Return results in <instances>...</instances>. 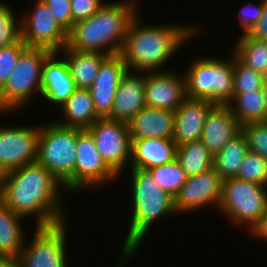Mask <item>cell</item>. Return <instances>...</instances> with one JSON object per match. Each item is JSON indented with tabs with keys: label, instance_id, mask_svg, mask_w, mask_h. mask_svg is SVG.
<instances>
[{
	"label": "cell",
	"instance_id": "6da1fadb",
	"mask_svg": "<svg viewBox=\"0 0 267 267\" xmlns=\"http://www.w3.org/2000/svg\"><path fill=\"white\" fill-rule=\"evenodd\" d=\"M61 188L62 184L37 161L0 176V200L24 218L36 215L35 226L66 221L60 207Z\"/></svg>",
	"mask_w": 267,
	"mask_h": 267
},
{
	"label": "cell",
	"instance_id": "7a4b0ae2",
	"mask_svg": "<svg viewBox=\"0 0 267 267\" xmlns=\"http://www.w3.org/2000/svg\"><path fill=\"white\" fill-rule=\"evenodd\" d=\"M139 15L129 23L120 55L128 71L156 72L185 44L197 35L198 26L147 25L142 26Z\"/></svg>",
	"mask_w": 267,
	"mask_h": 267
},
{
	"label": "cell",
	"instance_id": "3957f363",
	"mask_svg": "<svg viewBox=\"0 0 267 267\" xmlns=\"http://www.w3.org/2000/svg\"><path fill=\"white\" fill-rule=\"evenodd\" d=\"M136 5L132 0L104 4L91 17L74 23L67 47L79 52L120 53L129 23L137 13Z\"/></svg>",
	"mask_w": 267,
	"mask_h": 267
},
{
	"label": "cell",
	"instance_id": "277c9868",
	"mask_svg": "<svg viewBox=\"0 0 267 267\" xmlns=\"http://www.w3.org/2000/svg\"><path fill=\"white\" fill-rule=\"evenodd\" d=\"M132 214L124 245L122 246L120 263L131 259L149 231L150 227L163 215L175 213L174 197L161 189L148 170L132 168Z\"/></svg>",
	"mask_w": 267,
	"mask_h": 267
},
{
	"label": "cell",
	"instance_id": "5b68a950",
	"mask_svg": "<svg viewBox=\"0 0 267 267\" xmlns=\"http://www.w3.org/2000/svg\"><path fill=\"white\" fill-rule=\"evenodd\" d=\"M77 140L78 128L63 127L55 121L40 127L36 161L70 192H75Z\"/></svg>",
	"mask_w": 267,
	"mask_h": 267
},
{
	"label": "cell",
	"instance_id": "8992f818",
	"mask_svg": "<svg viewBox=\"0 0 267 267\" xmlns=\"http://www.w3.org/2000/svg\"><path fill=\"white\" fill-rule=\"evenodd\" d=\"M230 59L199 57L191 62L184 74L187 97L228 105L234 91L233 53Z\"/></svg>",
	"mask_w": 267,
	"mask_h": 267
},
{
	"label": "cell",
	"instance_id": "52a82bcc",
	"mask_svg": "<svg viewBox=\"0 0 267 267\" xmlns=\"http://www.w3.org/2000/svg\"><path fill=\"white\" fill-rule=\"evenodd\" d=\"M267 209V186L243 181L236 177L222 182L218 210L233 224H245L250 233L261 222Z\"/></svg>",
	"mask_w": 267,
	"mask_h": 267
},
{
	"label": "cell",
	"instance_id": "ba28073f",
	"mask_svg": "<svg viewBox=\"0 0 267 267\" xmlns=\"http://www.w3.org/2000/svg\"><path fill=\"white\" fill-rule=\"evenodd\" d=\"M51 53L43 48L27 47L20 54L17 64L0 89V104L6 113L16 112L34 97V92L41 95L42 69Z\"/></svg>",
	"mask_w": 267,
	"mask_h": 267
},
{
	"label": "cell",
	"instance_id": "9c48e42d",
	"mask_svg": "<svg viewBox=\"0 0 267 267\" xmlns=\"http://www.w3.org/2000/svg\"><path fill=\"white\" fill-rule=\"evenodd\" d=\"M34 229L31 243L18 257L20 267H68L66 222Z\"/></svg>",
	"mask_w": 267,
	"mask_h": 267
},
{
	"label": "cell",
	"instance_id": "30bf717a",
	"mask_svg": "<svg viewBox=\"0 0 267 267\" xmlns=\"http://www.w3.org/2000/svg\"><path fill=\"white\" fill-rule=\"evenodd\" d=\"M105 163L119 176L131 161L132 141L128 123L99 118L87 129ZM129 160V161H128ZM128 162V163H127Z\"/></svg>",
	"mask_w": 267,
	"mask_h": 267
},
{
	"label": "cell",
	"instance_id": "8fae6325",
	"mask_svg": "<svg viewBox=\"0 0 267 267\" xmlns=\"http://www.w3.org/2000/svg\"><path fill=\"white\" fill-rule=\"evenodd\" d=\"M21 36L28 47L59 52V55L68 43V32L56 21L42 0L36 1L30 14L22 16Z\"/></svg>",
	"mask_w": 267,
	"mask_h": 267
},
{
	"label": "cell",
	"instance_id": "7c38bea8",
	"mask_svg": "<svg viewBox=\"0 0 267 267\" xmlns=\"http://www.w3.org/2000/svg\"><path fill=\"white\" fill-rule=\"evenodd\" d=\"M75 161V192L87 187H99L119 176L100 156L94 137L87 129L78 128Z\"/></svg>",
	"mask_w": 267,
	"mask_h": 267
},
{
	"label": "cell",
	"instance_id": "4fadbf2b",
	"mask_svg": "<svg viewBox=\"0 0 267 267\" xmlns=\"http://www.w3.org/2000/svg\"><path fill=\"white\" fill-rule=\"evenodd\" d=\"M37 127L0 128V176L36 162L40 126Z\"/></svg>",
	"mask_w": 267,
	"mask_h": 267
},
{
	"label": "cell",
	"instance_id": "5bb4252c",
	"mask_svg": "<svg viewBox=\"0 0 267 267\" xmlns=\"http://www.w3.org/2000/svg\"><path fill=\"white\" fill-rule=\"evenodd\" d=\"M223 179L212 167L195 176L187 177L180 191L174 196L176 213H188L209 205L218 209L222 195Z\"/></svg>",
	"mask_w": 267,
	"mask_h": 267
},
{
	"label": "cell",
	"instance_id": "9a60e30c",
	"mask_svg": "<svg viewBox=\"0 0 267 267\" xmlns=\"http://www.w3.org/2000/svg\"><path fill=\"white\" fill-rule=\"evenodd\" d=\"M186 98L184 73L179 76L169 70L145 72L146 106L175 111Z\"/></svg>",
	"mask_w": 267,
	"mask_h": 267
},
{
	"label": "cell",
	"instance_id": "2e32d148",
	"mask_svg": "<svg viewBox=\"0 0 267 267\" xmlns=\"http://www.w3.org/2000/svg\"><path fill=\"white\" fill-rule=\"evenodd\" d=\"M127 67L118 53L109 55L101 64L98 75L88 88L96 113L106 118L112 110L114 96Z\"/></svg>",
	"mask_w": 267,
	"mask_h": 267
},
{
	"label": "cell",
	"instance_id": "e0dca14e",
	"mask_svg": "<svg viewBox=\"0 0 267 267\" xmlns=\"http://www.w3.org/2000/svg\"><path fill=\"white\" fill-rule=\"evenodd\" d=\"M128 71L122 76L114 96L111 113L106 117L128 123L146 107L145 73Z\"/></svg>",
	"mask_w": 267,
	"mask_h": 267
},
{
	"label": "cell",
	"instance_id": "ac0fdd59",
	"mask_svg": "<svg viewBox=\"0 0 267 267\" xmlns=\"http://www.w3.org/2000/svg\"><path fill=\"white\" fill-rule=\"evenodd\" d=\"M41 84L42 98L60 107L77 88L66 60L64 58L59 59L57 52H52L44 61Z\"/></svg>",
	"mask_w": 267,
	"mask_h": 267
},
{
	"label": "cell",
	"instance_id": "d6986e66",
	"mask_svg": "<svg viewBox=\"0 0 267 267\" xmlns=\"http://www.w3.org/2000/svg\"><path fill=\"white\" fill-rule=\"evenodd\" d=\"M240 132L241 124L230 107L215 104L207 114L200 140L214 156Z\"/></svg>",
	"mask_w": 267,
	"mask_h": 267
},
{
	"label": "cell",
	"instance_id": "ffe728a7",
	"mask_svg": "<svg viewBox=\"0 0 267 267\" xmlns=\"http://www.w3.org/2000/svg\"><path fill=\"white\" fill-rule=\"evenodd\" d=\"M215 104L204 99L186 98L175 110L173 140L177 146L198 141L208 112Z\"/></svg>",
	"mask_w": 267,
	"mask_h": 267
},
{
	"label": "cell",
	"instance_id": "44dd1931",
	"mask_svg": "<svg viewBox=\"0 0 267 267\" xmlns=\"http://www.w3.org/2000/svg\"><path fill=\"white\" fill-rule=\"evenodd\" d=\"M175 111L146 106L128 122L131 140L173 139Z\"/></svg>",
	"mask_w": 267,
	"mask_h": 267
},
{
	"label": "cell",
	"instance_id": "7402d4cb",
	"mask_svg": "<svg viewBox=\"0 0 267 267\" xmlns=\"http://www.w3.org/2000/svg\"><path fill=\"white\" fill-rule=\"evenodd\" d=\"M131 141L130 168L148 170L176 159L178 146L173 139L143 138Z\"/></svg>",
	"mask_w": 267,
	"mask_h": 267
},
{
	"label": "cell",
	"instance_id": "603a6c76",
	"mask_svg": "<svg viewBox=\"0 0 267 267\" xmlns=\"http://www.w3.org/2000/svg\"><path fill=\"white\" fill-rule=\"evenodd\" d=\"M61 109L66 120L55 122L63 127L88 129L101 118L95 111L88 88H76L74 93L61 106Z\"/></svg>",
	"mask_w": 267,
	"mask_h": 267
},
{
	"label": "cell",
	"instance_id": "cb8c5ba5",
	"mask_svg": "<svg viewBox=\"0 0 267 267\" xmlns=\"http://www.w3.org/2000/svg\"><path fill=\"white\" fill-rule=\"evenodd\" d=\"M64 52V53H63ZM77 88H89L98 75L102 62L109 56L101 53L79 52L65 46L61 50Z\"/></svg>",
	"mask_w": 267,
	"mask_h": 267
},
{
	"label": "cell",
	"instance_id": "d4e9b609",
	"mask_svg": "<svg viewBox=\"0 0 267 267\" xmlns=\"http://www.w3.org/2000/svg\"><path fill=\"white\" fill-rule=\"evenodd\" d=\"M22 219L0 200V257H19L26 240Z\"/></svg>",
	"mask_w": 267,
	"mask_h": 267
},
{
	"label": "cell",
	"instance_id": "484cf974",
	"mask_svg": "<svg viewBox=\"0 0 267 267\" xmlns=\"http://www.w3.org/2000/svg\"><path fill=\"white\" fill-rule=\"evenodd\" d=\"M247 151V141L241 131L214 155L213 168L223 180L235 177Z\"/></svg>",
	"mask_w": 267,
	"mask_h": 267
},
{
	"label": "cell",
	"instance_id": "4316f807",
	"mask_svg": "<svg viewBox=\"0 0 267 267\" xmlns=\"http://www.w3.org/2000/svg\"><path fill=\"white\" fill-rule=\"evenodd\" d=\"M228 106L241 125L262 122L267 112L262 90L232 94Z\"/></svg>",
	"mask_w": 267,
	"mask_h": 267
},
{
	"label": "cell",
	"instance_id": "83f0119b",
	"mask_svg": "<svg viewBox=\"0 0 267 267\" xmlns=\"http://www.w3.org/2000/svg\"><path fill=\"white\" fill-rule=\"evenodd\" d=\"M214 156L201 140L184 143L177 147L176 160L187 177L195 176L213 167Z\"/></svg>",
	"mask_w": 267,
	"mask_h": 267
},
{
	"label": "cell",
	"instance_id": "f1b7e54d",
	"mask_svg": "<svg viewBox=\"0 0 267 267\" xmlns=\"http://www.w3.org/2000/svg\"><path fill=\"white\" fill-rule=\"evenodd\" d=\"M234 48L233 53L243 64L267 77V43L264 40L242 33Z\"/></svg>",
	"mask_w": 267,
	"mask_h": 267
},
{
	"label": "cell",
	"instance_id": "f546056e",
	"mask_svg": "<svg viewBox=\"0 0 267 267\" xmlns=\"http://www.w3.org/2000/svg\"><path fill=\"white\" fill-rule=\"evenodd\" d=\"M148 171L156 180L155 183L172 197L180 191L187 180L185 171L176 159L170 163L150 168Z\"/></svg>",
	"mask_w": 267,
	"mask_h": 267
},
{
	"label": "cell",
	"instance_id": "4dcf8cb0",
	"mask_svg": "<svg viewBox=\"0 0 267 267\" xmlns=\"http://www.w3.org/2000/svg\"><path fill=\"white\" fill-rule=\"evenodd\" d=\"M267 77L243 64L233 53V94L262 90Z\"/></svg>",
	"mask_w": 267,
	"mask_h": 267
},
{
	"label": "cell",
	"instance_id": "1f68e13d",
	"mask_svg": "<svg viewBox=\"0 0 267 267\" xmlns=\"http://www.w3.org/2000/svg\"><path fill=\"white\" fill-rule=\"evenodd\" d=\"M235 177L243 181L267 186V160L258 153L248 150Z\"/></svg>",
	"mask_w": 267,
	"mask_h": 267
},
{
	"label": "cell",
	"instance_id": "d6a6232c",
	"mask_svg": "<svg viewBox=\"0 0 267 267\" xmlns=\"http://www.w3.org/2000/svg\"><path fill=\"white\" fill-rule=\"evenodd\" d=\"M5 3L0 1V47L17 44L22 39L21 19L17 20L11 7Z\"/></svg>",
	"mask_w": 267,
	"mask_h": 267
},
{
	"label": "cell",
	"instance_id": "836d02e7",
	"mask_svg": "<svg viewBox=\"0 0 267 267\" xmlns=\"http://www.w3.org/2000/svg\"><path fill=\"white\" fill-rule=\"evenodd\" d=\"M249 151L258 153L267 160V126L263 122H251L241 125Z\"/></svg>",
	"mask_w": 267,
	"mask_h": 267
},
{
	"label": "cell",
	"instance_id": "e575fe53",
	"mask_svg": "<svg viewBox=\"0 0 267 267\" xmlns=\"http://www.w3.org/2000/svg\"><path fill=\"white\" fill-rule=\"evenodd\" d=\"M28 46L22 41L10 46L0 47V89L5 85L12 70L17 64L20 54Z\"/></svg>",
	"mask_w": 267,
	"mask_h": 267
},
{
	"label": "cell",
	"instance_id": "d590c367",
	"mask_svg": "<svg viewBox=\"0 0 267 267\" xmlns=\"http://www.w3.org/2000/svg\"><path fill=\"white\" fill-rule=\"evenodd\" d=\"M49 7L56 21L69 33L74 22L71 15V0H42Z\"/></svg>",
	"mask_w": 267,
	"mask_h": 267
},
{
	"label": "cell",
	"instance_id": "8d00e7d4",
	"mask_svg": "<svg viewBox=\"0 0 267 267\" xmlns=\"http://www.w3.org/2000/svg\"><path fill=\"white\" fill-rule=\"evenodd\" d=\"M102 0H71V15L74 23L95 14L105 3Z\"/></svg>",
	"mask_w": 267,
	"mask_h": 267
},
{
	"label": "cell",
	"instance_id": "74e56055",
	"mask_svg": "<svg viewBox=\"0 0 267 267\" xmlns=\"http://www.w3.org/2000/svg\"><path fill=\"white\" fill-rule=\"evenodd\" d=\"M257 5V6H256ZM248 3L239 10L240 25L243 34H247L249 30L259 21L263 11V0L259 4Z\"/></svg>",
	"mask_w": 267,
	"mask_h": 267
},
{
	"label": "cell",
	"instance_id": "f35d334b",
	"mask_svg": "<svg viewBox=\"0 0 267 267\" xmlns=\"http://www.w3.org/2000/svg\"><path fill=\"white\" fill-rule=\"evenodd\" d=\"M252 39H267V0H263V11L259 21L247 33Z\"/></svg>",
	"mask_w": 267,
	"mask_h": 267
},
{
	"label": "cell",
	"instance_id": "ab89813d",
	"mask_svg": "<svg viewBox=\"0 0 267 267\" xmlns=\"http://www.w3.org/2000/svg\"><path fill=\"white\" fill-rule=\"evenodd\" d=\"M255 238L263 239L267 242V209L261 218V222L251 232Z\"/></svg>",
	"mask_w": 267,
	"mask_h": 267
},
{
	"label": "cell",
	"instance_id": "60d3db41",
	"mask_svg": "<svg viewBox=\"0 0 267 267\" xmlns=\"http://www.w3.org/2000/svg\"><path fill=\"white\" fill-rule=\"evenodd\" d=\"M0 267H20V263L15 257H0Z\"/></svg>",
	"mask_w": 267,
	"mask_h": 267
},
{
	"label": "cell",
	"instance_id": "b9f144b4",
	"mask_svg": "<svg viewBox=\"0 0 267 267\" xmlns=\"http://www.w3.org/2000/svg\"><path fill=\"white\" fill-rule=\"evenodd\" d=\"M262 92H263V96H264V100H265V104H266V108H267V80L265 81V83L262 87Z\"/></svg>",
	"mask_w": 267,
	"mask_h": 267
},
{
	"label": "cell",
	"instance_id": "7bdbcfd3",
	"mask_svg": "<svg viewBox=\"0 0 267 267\" xmlns=\"http://www.w3.org/2000/svg\"><path fill=\"white\" fill-rule=\"evenodd\" d=\"M262 122L267 126V112H266L265 118Z\"/></svg>",
	"mask_w": 267,
	"mask_h": 267
},
{
	"label": "cell",
	"instance_id": "ee69618b",
	"mask_svg": "<svg viewBox=\"0 0 267 267\" xmlns=\"http://www.w3.org/2000/svg\"><path fill=\"white\" fill-rule=\"evenodd\" d=\"M3 112V113H2ZM6 111L3 109V107L1 106V104H0V113L1 114H4Z\"/></svg>",
	"mask_w": 267,
	"mask_h": 267
}]
</instances>
